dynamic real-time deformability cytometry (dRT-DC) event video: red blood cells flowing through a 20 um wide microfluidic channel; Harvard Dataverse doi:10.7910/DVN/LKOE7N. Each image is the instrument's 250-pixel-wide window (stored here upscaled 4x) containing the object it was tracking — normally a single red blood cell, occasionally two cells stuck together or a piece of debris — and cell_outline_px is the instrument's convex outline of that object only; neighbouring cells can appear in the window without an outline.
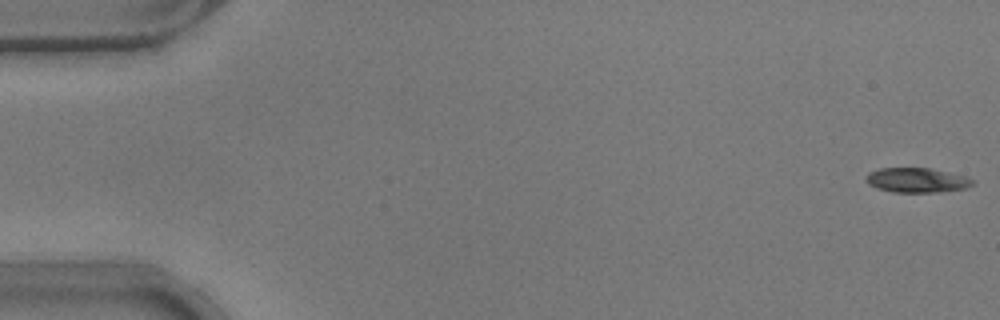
{"species": "common noctule bat (a hibernating species)", "species_latin": "Nyctalus noctula", "temperature_condition": "warm", "stored_images_in_passage": 13, "camera_frame_rate_fps": 3000, "um_per_image_px": 0.085, "animal": {"sex": "male", "body_mass_g": 17.9}, "frame": {"image": 1, "passage_image": 1, "time_ms": 0.0, "image_size_px": [1000, 320], "cell_outline_px": [[976, 184], [968, 188], [936, 192], [892, 192], [876, 188], [868, 184], [864, 180], [868, 172], [880, 168], [932, 168], [968, 176]], "centroid_in_image_um": [77.94, 15.31], "position_along_channel_um": 7.1, "area_um2": 15.61}}
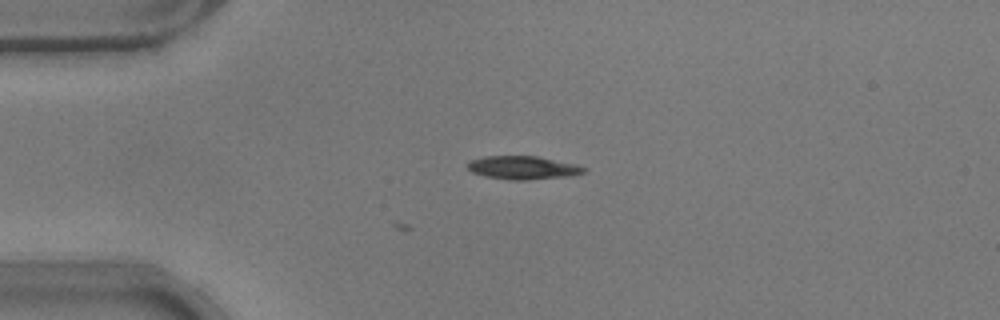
{"frame": {"image": 2, "passage_image": 13, "time_ms": 4.0, "image_size_px": [1000, 320], "cell_outline_px": [[588, 168], [584, 172], [572, 176], [524, 180], [508, 180], [484, 176], [472, 172], [468, 168], [468, 160], [484, 156], [536, 156], [576, 164]], "centroid_in_image_um": [44.44, 14.25], "position_along_channel_um": 40.6, "area_um2": 15.9}}